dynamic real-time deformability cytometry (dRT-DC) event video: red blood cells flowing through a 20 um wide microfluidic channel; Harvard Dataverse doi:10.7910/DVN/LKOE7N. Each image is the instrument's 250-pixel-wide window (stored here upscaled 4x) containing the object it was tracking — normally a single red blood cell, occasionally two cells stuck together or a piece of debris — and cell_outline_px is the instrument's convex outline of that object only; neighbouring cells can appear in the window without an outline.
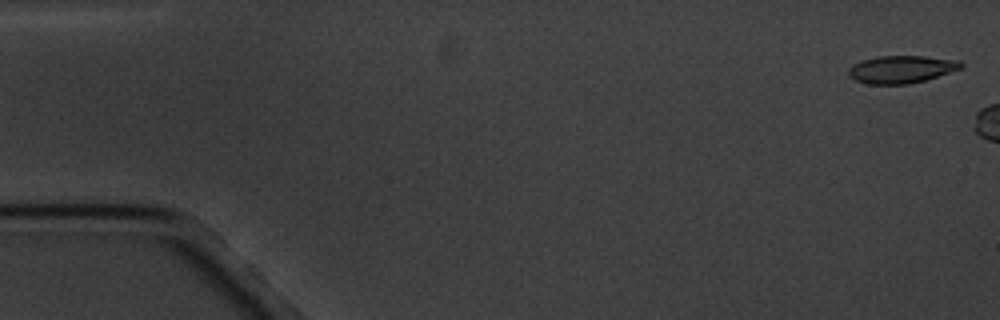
{"species": "common noctule bat (a hibernating species)", "species_latin": "Nyctalus noctula", "temperature_condition": "cold", "stored_images_in_passage": 3, "camera_frame_rate_fps": 3000, "um_per_image_px": 0.085, "animal": {"sex": "male", "body_mass_g": 20.1, "forearm_length_mm": 53.5}, "frame": {"image": 1, "passage_image": 1, "time_ms": 0.0, "image_size_px": [1000, 320], "cell_outline_px": [[964, 68], [924, 80], [908, 84], [868, 84], [856, 80], [848, 76], [848, 68], [852, 64], [876, 56], [924, 56], [960, 60], [964, 64]], "centroid_in_image_um": [76.63, 5.88], "position_along_channel_um": 8.4, "area_um2": 18.15}}